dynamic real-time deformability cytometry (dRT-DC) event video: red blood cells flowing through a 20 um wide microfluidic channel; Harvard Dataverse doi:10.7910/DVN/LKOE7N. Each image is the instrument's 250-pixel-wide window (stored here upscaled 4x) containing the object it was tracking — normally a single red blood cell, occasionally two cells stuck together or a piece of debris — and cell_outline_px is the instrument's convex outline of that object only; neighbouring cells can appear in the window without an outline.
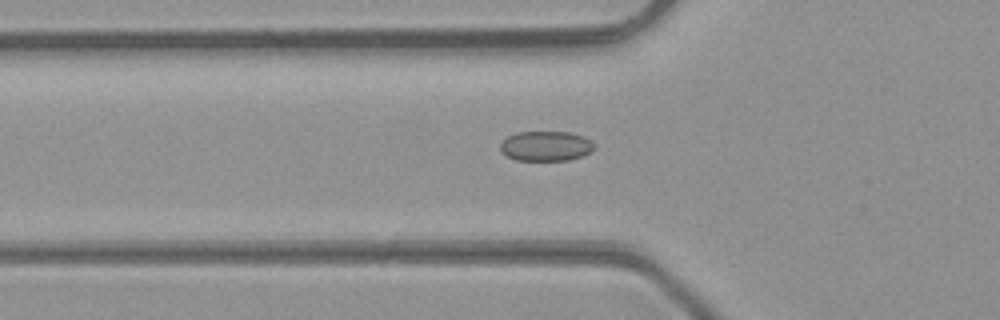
{"species": "common noctule bat (a hibernating species)", "species_latin": "Nyctalus noctula", "temperature_condition": "room temperature", "stored_images_in_passage": 29, "camera_frame_rate_fps": 3000, "um_per_image_px": 0.085, "animal": {"sex": "male", "body_mass_g": 23.1, "forearm_length_mm": 52.7}, "frame": {"image": 1, "passage_image": 2, "time_ms": 0.333, "image_size_px": [1000, 320], "cell_outline_px": [[596, 148], [580, 156], [568, 160], [516, 160], [500, 152], [500, 144], [508, 136], [516, 132], [568, 132], [584, 136]], "centroid_in_image_um": [46.35, 12.41], "position_along_channel_um": 79.4, "area_um2": 16.18}}
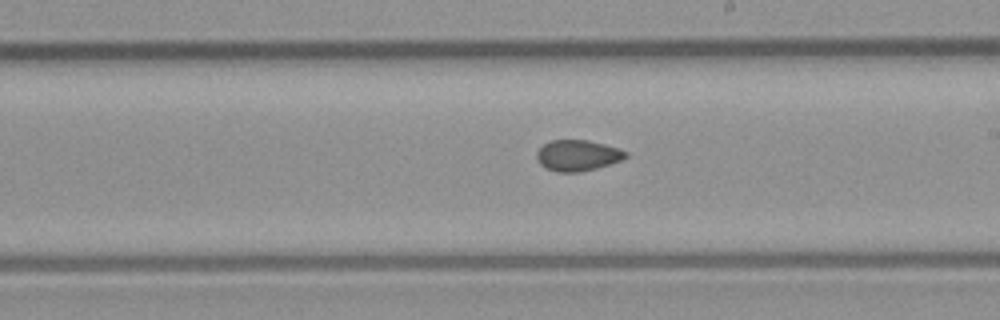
{"frame": {"image": 2, "passage_image": 13, "time_ms": 4.0, "image_size_px": [1000, 320], "cell_outline_px": [[628, 156], [620, 160], [596, 168], [580, 172], [556, 172], [544, 168], [540, 164], [536, 156], [536, 152], [544, 144], [552, 140], [588, 140], [604, 144], [628, 152]], "centroid_in_image_um": [49.06, 13.22], "position_along_channel_um": 239.9, "area_um2": 15.95}}
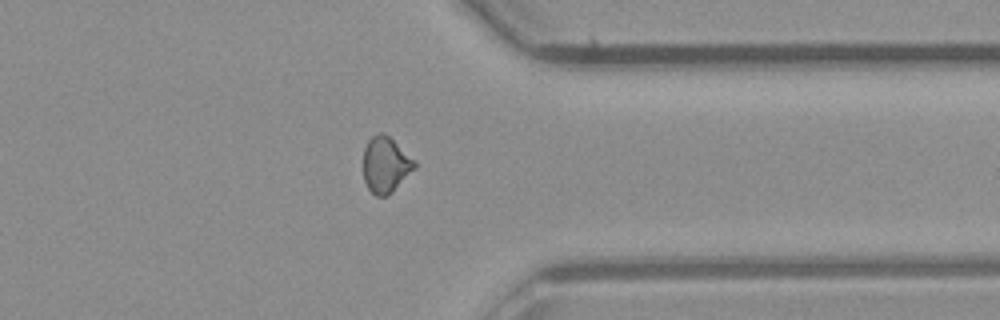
{"frame": {"image": 3, "passage_image": 23, "time_ms": 7.333, "image_size_px": [1000, 320], "cell_outline_px": [[416, 168], [388, 196], [376, 196], [368, 188], [364, 180], [364, 148], [368, 140], [372, 136], [380, 132], [384, 132], [416, 160]], "centroid_in_image_um": [32.79, 14.0], "position_along_channel_um": 378.6, "area_um2": 16.76}}